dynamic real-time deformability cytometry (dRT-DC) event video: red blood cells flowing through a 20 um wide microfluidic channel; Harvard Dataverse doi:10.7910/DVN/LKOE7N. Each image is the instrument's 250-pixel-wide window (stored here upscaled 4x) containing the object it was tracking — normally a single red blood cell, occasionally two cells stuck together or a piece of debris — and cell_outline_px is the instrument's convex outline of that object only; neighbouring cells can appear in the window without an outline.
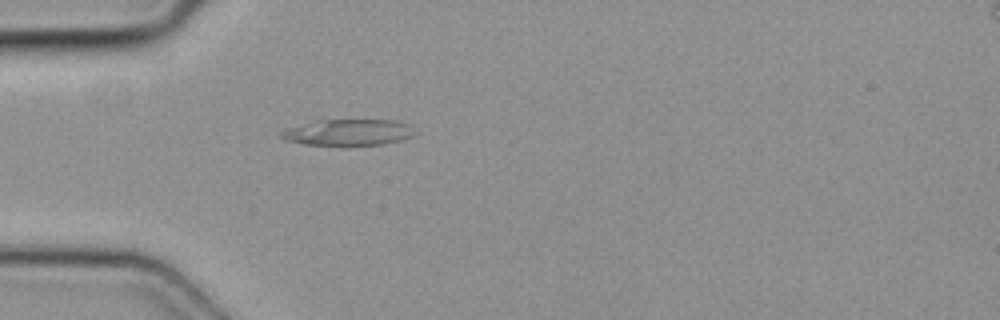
{"species": "common noctule bat (a hibernating species)", "species_latin": "Nyctalus noctula", "temperature_condition": "cold", "stored_images_in_passage": 2, "camera_frame_rate_fps": 3000, "um_per_image_px": 0.085, "animal": {"sex": "female", "body_mass_g": 19.3, "forearm_length_mm": 54.1}, "frame": {"image": 1, "passage_image": 2, "time_ms": 0.333, "image_size_px": [1000, 320], "cell_outline_px": [[412, 136], [400, 140], [384, 144], [304, 144], [284, 140], [280, 136], [280, 132], [288, 128], [316, 120], [396, 120], [408, 124]], "centroid_in_image_um": [29.54, 11.24], "position_along_channel_um": 55.5, "area_um2": 19.83}}